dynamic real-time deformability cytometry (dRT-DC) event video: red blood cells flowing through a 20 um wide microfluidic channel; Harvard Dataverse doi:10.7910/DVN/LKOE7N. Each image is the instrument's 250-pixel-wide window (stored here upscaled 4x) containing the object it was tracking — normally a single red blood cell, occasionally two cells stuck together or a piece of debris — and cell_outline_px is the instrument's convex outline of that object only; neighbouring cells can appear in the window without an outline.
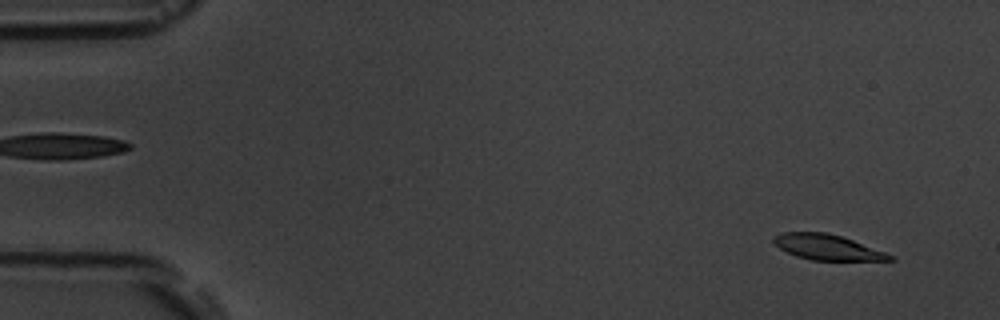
{"species": "common noctule bat (a hibernating species)", "species_latin": "Nyctalus noctula", "temperature_condition": "room temperature", "stored_images_in_passage": 4, "camera_frame_rate_fps": 3000, "um_per_image_px": 0.085, "animal": {"sex": "male", "body_mass_g": 19.5, "forearm_length_mm": 54.6}, "frame": {"image": 1, "passage_image": 1, "time_ms": 0.0, "image_size_px": [1000, 320], "cell_outline_px": [[896, 260], [812, 260], [796, 256], [780, 248], [772, 240], [772, 236], [780, 232], [824, 232], [840, 236], [852, 240], [884, 252], [892, 256]], "centroid_in_image_um": [70.26, 21.0], "position_along_channel_um": 14.7, "area_um2": 16.88}}
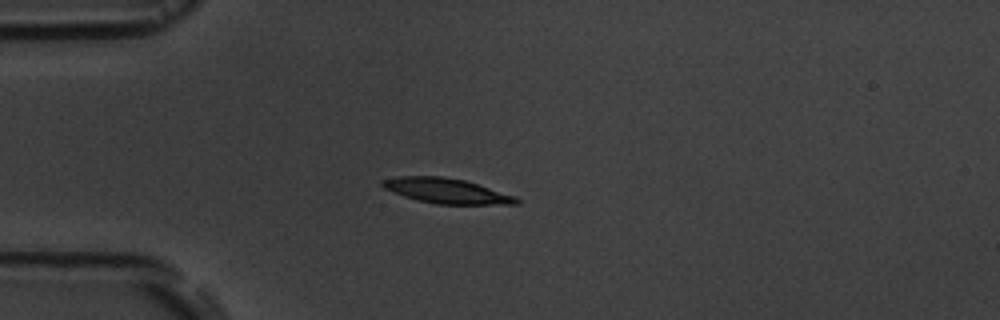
{"frame": {"image": 2, "passage_image": 4, "time_ms": 3.667, "image_size_px": [1000, 320], "cell_outline_px": [[520, 204], [436, 204], [404, 196], [384, 188], [380, 184], [380, 180], [396, 176], [440, 176], [464, 180], [516, 196], [520, 200]], "centroid_in_image_um": [37.95, 16.21], "position_along_channel_um": 47.1, "area_um2": 19.42}}